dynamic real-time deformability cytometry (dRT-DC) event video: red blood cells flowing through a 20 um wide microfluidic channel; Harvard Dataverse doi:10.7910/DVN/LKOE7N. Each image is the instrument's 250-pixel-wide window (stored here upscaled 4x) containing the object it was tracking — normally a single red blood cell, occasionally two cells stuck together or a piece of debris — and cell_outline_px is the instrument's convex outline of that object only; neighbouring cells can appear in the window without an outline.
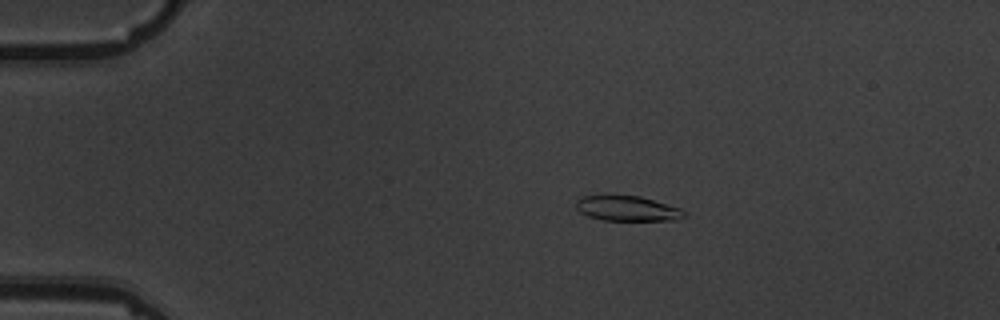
{"species": "common noctule bat (a hibernating species)", "species_latin": "Nyctalus noctula", "temperature_condition": "warm", "stored_images_in_passage": 5, "camera_frame_rate_fps": 3000, "um_per_image_px": 0.085, "animal": {"sex": "male", "body_mass_g": 19.5, "forearm_length_mm": 54.6}, "frame": {"image": 1, "passage_image": 4, "time_ms": 3.333, "image_size_px": [1000, 320], "cell_outline_px": [[688, 216], [676, 220], [604, 220], [588, 216], [580, 212], [576, 208], [576, 200], [580, 196], [640, 196], [680, 208], [688, 212]], "centroid_in_image_um": [53.36, 17.73], "position_along_channel_um": 31.6, "area_um2": 15.78}}